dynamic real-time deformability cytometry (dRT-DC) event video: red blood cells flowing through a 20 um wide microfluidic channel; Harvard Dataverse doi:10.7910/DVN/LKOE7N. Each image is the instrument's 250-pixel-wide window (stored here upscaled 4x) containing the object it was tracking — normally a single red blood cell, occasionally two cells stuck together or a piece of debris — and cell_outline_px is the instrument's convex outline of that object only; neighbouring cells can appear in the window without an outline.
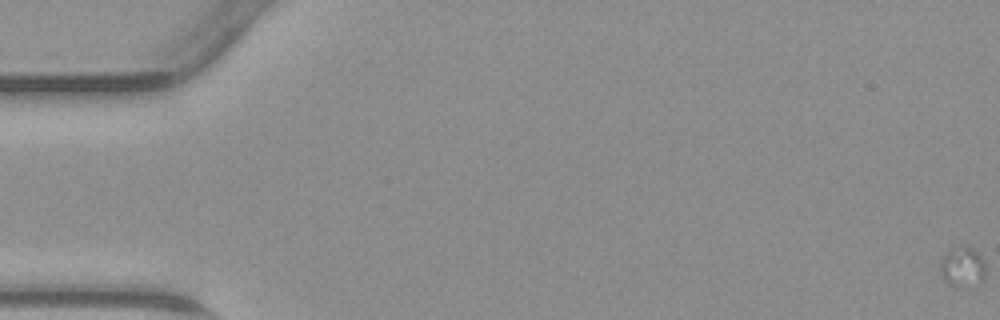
{"species": "common noctule bat (a hibernating species)", "species_latin": "Nyctalus noctula", "temperature_condition": "warm", "stored_images_in_passage": 23, "camera_frame_rate_fps": 3000, "um_per_image_px": 0.085, "animal": {"sex": "male", "body_mass_g": 23.1, "forearm_length_mm": 52.7}, "frame": {"image": 1, "passage_image": 1, "time_ms": 0.0, "image_size_px": [1000, 320], "cell_outline_px": [[984, 280], [980, 284], [972, 288], [952, 288], [940, 276], [940, 260], [948, 252], [960, 244], [964, 244], [980, 252], [984, 260]], "centroid_in_image_um": [81.83, 22.74], "position_along_channel_um": 3.2, "area_um2": 11.33}}